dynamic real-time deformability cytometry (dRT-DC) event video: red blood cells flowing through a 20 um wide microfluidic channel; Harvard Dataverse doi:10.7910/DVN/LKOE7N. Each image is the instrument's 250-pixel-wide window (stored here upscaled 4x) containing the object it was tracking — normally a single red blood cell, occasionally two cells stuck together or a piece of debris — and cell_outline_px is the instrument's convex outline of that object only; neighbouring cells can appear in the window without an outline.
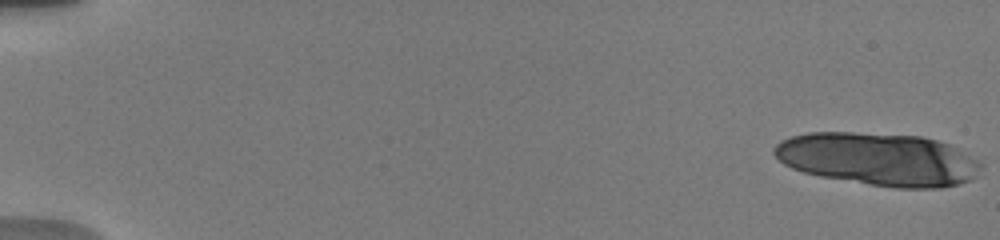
{"species": "human", "species_latin": "Homo sapiens", "temperature_condition": "warm", "stored_images_in_passage": 13, "camera_frame_rate_fps": 3000, "um_per_image_px": 0.085, "donor": {"sex": "male"}, "frame": {"image": 1, "passage_image": 1, "time_ms": 0.0, "image_size_px": [1000, 240], "cell_outline_px": [[984, 164], [976, 176], [972, 180], [940, 188], [896, 188], [820, 176], [804, 172], [792, 168], [784, 164], [772, 152], [772, 148], [780, 140], [792, 136], [808, 132], [852, 132], [920, 136], [952, 144]], "centroid_in_image_um": [74.68, 13.52], "position_along_channel_um": 10.3, "area_um2": 63.81}}
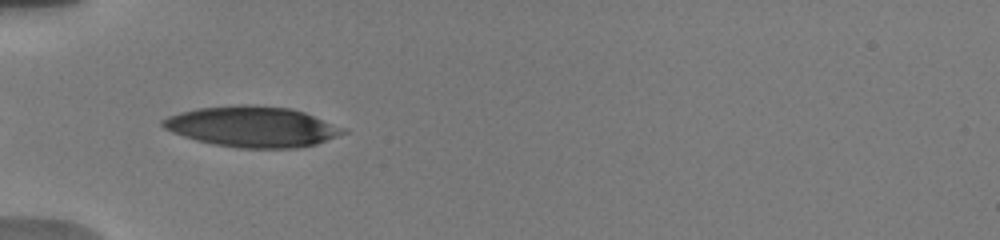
{"frame": {"image": 2, "passage_image": 11, "time_ms": 6.333, "image_size_px": [1000, 240], "cell_outline_px": [[348, 132], [316, 144], [296, 148], [236, 148], [196, 140], [172, 132], [164, 128], [160, 124], [160, 120], [168, 116], [180, 112], [196, 108], [240, 104], [248, 104], [292, 108], [304, 112], [348, 128]], "centroid_in_image_um": [21.47, 10.76], "position_along_channel_um": 63.5, "area_um2": 43.0}}
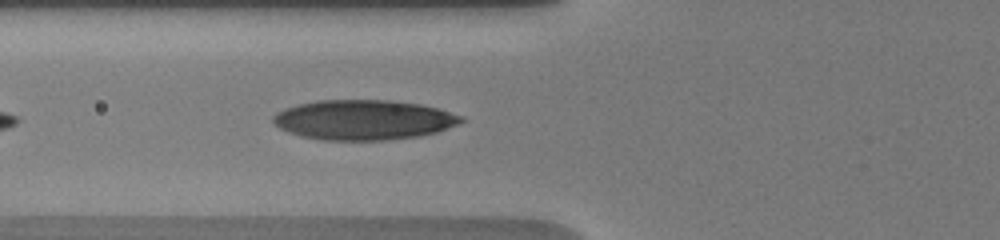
{"frame": {"image": 3, "passage_image": 13, "time_ms": 7.333, "image_size_px": [1000, 240], "cell_outline_px": [[464, 120], [456, 124], [436, 132], [420, 136], [388, 140], [324, 140], [300, 136], [288, 132], [280, 128], [272, 120], [272, 116], [276, 112], [284, 108], [316, 100], [392, 100], [420, 104], [436, 108], [464, 116]], "centroid_in_image_um": [30.88, 10.18], "position_along_channel_um": 94.9, "area_um2": 43.75}}